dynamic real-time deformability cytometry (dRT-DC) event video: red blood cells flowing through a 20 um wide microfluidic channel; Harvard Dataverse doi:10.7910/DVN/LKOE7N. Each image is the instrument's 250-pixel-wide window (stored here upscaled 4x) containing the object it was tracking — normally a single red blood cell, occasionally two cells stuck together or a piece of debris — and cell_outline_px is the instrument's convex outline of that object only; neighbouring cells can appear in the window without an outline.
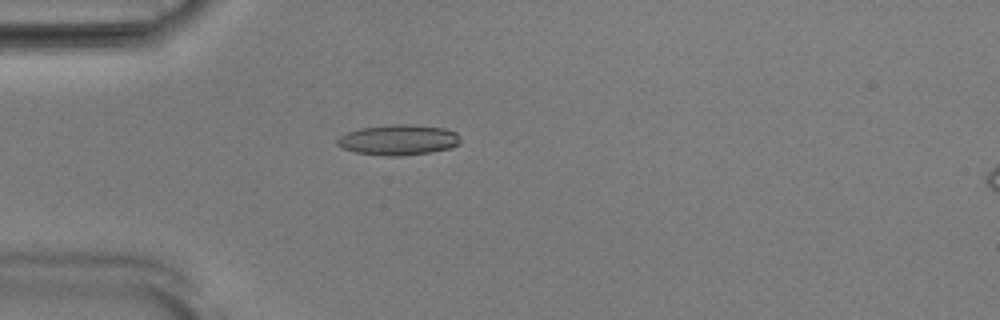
{"species": "Egyptian fruit bat (a non-hibernating species)", "species_latin": "Rousettus aegyptiacus", "temperature_condition": "room temperature", "stored_images_in_passage": 46, "camera_frame_rate_fps": 3000, "um_per_image_px": 0.085, "animal": {"sex": "male"}, "frame": {"image": 1, "passage_image": 9, "time_ms": 2.667, "image_size_px": [1000, 320], "cell_outline_px": [[460, 144], [452, 148], [432, 152], [400, 156], [384, 156], [356, 152], [340, 148], [336, 144], [336, 140], [340, 136], [348, 132], [360, 128], [388, 124], [412, 124], [444, 128], [456, 132], [460, 136]], "centroid_in_image_um": [33.87, 11.89], "position_along_channel_um": 51.1, "area_um2": 22.2}}
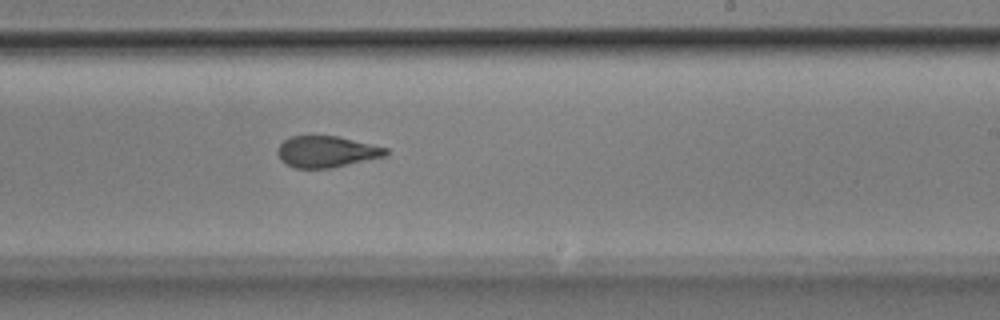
{"frame": {"image": 2, "passage_image": 26, "time_ms": 8.333, "image_size_px": [1000, 320], "cell_outline_px": [[388, 152], [384, 156], [332, 168], [296, 168], [280, 160], [276, 152], [280, 144], [284, 140], [292, 136], [336, 136], [388, 148]], "centroid_in_image_um": [27.72, 12.89], "position_along_channel_um": 261.3, "area_um2": 19.54}}
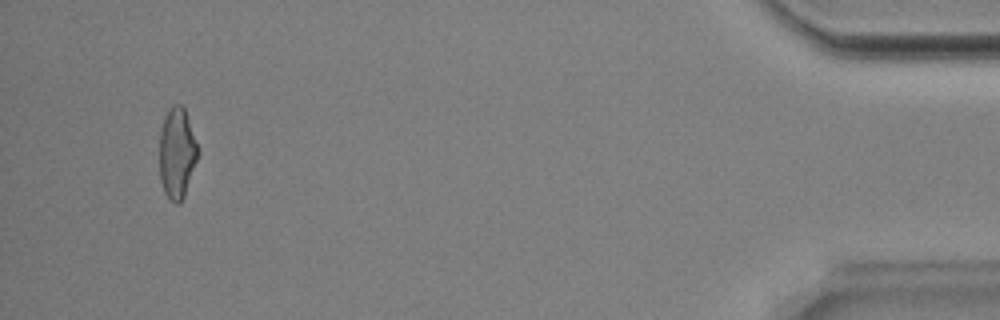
{"frame": {"image": 3, "passage_image": 44, "time_ms": 14.333, "image_size_px": [1000, 320], "cell_outline_px": [[196, 160], [184, 196], [180, 204], [176, 204], [164, 192], [160, 180], [160, 132], [164, 116], [168, 108], [172, 104], [180, 104], [184, 108], [196, 144]], "centroid_in_image_um": [15.0, 13.0], "position_along_channel_um": 420.2, "area_um2": 19.77}, "authors_computed_cell_mechanics": {"area_um2": 20.3745, "velocity_mm_per_s": 3.9048, "shape_relaxation_time_tau1_ms": 5.399, "shape_relaxation_time_tau2_ms": 1.8577, "deformation_change_tau1": 0.1676, "deformation_change_tau2": 0.0962}}